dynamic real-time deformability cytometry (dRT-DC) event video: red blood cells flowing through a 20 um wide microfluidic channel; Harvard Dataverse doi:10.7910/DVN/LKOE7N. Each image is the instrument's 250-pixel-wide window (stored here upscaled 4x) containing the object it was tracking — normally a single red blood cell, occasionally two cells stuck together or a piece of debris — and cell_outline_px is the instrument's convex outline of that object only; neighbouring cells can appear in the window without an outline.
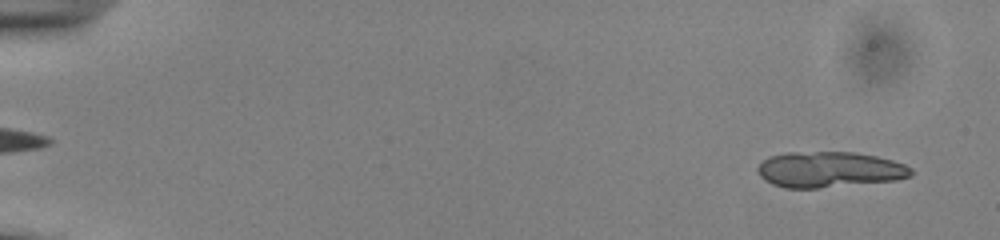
{"species": "common noctule bat (a hibernating species)", "species_latin": "Nyctalus noctula", "temperature_condition": "cold", "stored_images_in_passage": 14, "camera_frame_rate_fps": 3000, "um_per_image_px": 0.085, "animal": {"sex": "male", "body_mass_g": 13.0, "forearm_length_mm": 53.1}, "frame": {"image": 1, "passage_image": 2, "time_ms": 0.333, "image_size_px": [1000, 240], "cell_outline_px": [[912, 176], [896, 180], [820, 188], [784, 188], [772, 184], [764, 180], [760, 176], [756, 168], [768, 156], [784, 152], [856, 152], [876, 156], [892, 160], [904, 164], [912, 168]], "centroid_in_image_um": [70.48, 14.41], "position_along_channel_um": 14.5, "area_um2": 32.19}}